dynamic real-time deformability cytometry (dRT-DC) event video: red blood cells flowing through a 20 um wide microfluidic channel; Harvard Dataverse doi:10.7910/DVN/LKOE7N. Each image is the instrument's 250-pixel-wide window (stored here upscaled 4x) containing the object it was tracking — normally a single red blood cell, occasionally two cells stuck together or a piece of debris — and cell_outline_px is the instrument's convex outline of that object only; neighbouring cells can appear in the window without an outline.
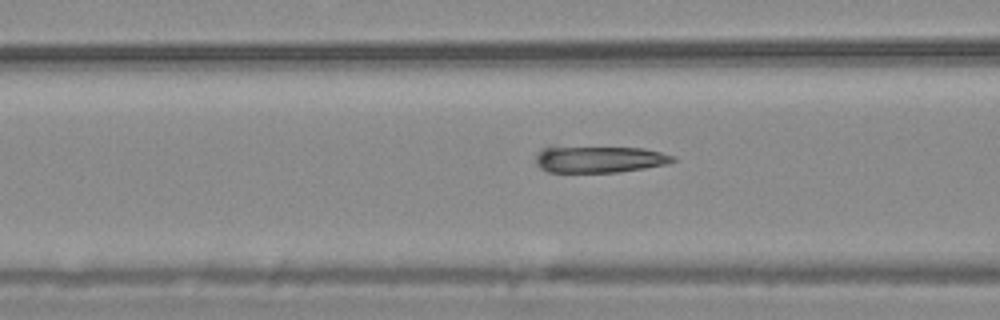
{"species": "common noctule bat (a hibernating species)", "species_latin": "Nyctalus noctula", "temperature_condition": "warm", "stored_images_in_passage": 27, "camera_frame_rate_fps": 3000, "um_per_image_px": 0.085, "animal": {"sex": "male", "body_mass_g": 20.4}, "frame": {"image": 1, "passage_image": 17, "time_ms": 5.333, "image_size_px": [1000, 320], "cell_outline_px": [[676, 160], [668, 164], [644, 168], [616, 172], [548, 172], [540, 168], [536, 164], [536, 152], [540, 148], [552, 144], [644, 148], [676, 156]], "centroid_in_image_um": [50.84, 13.48], "position_along_channel_um": 115.8, "area_um2": 22.48}}
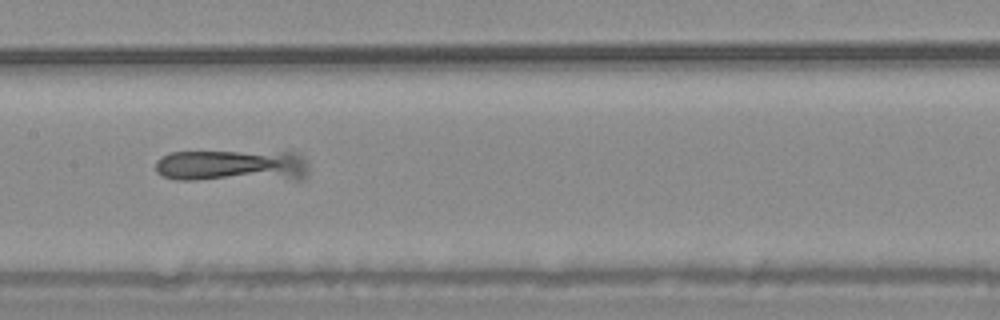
{"frame": {"image": 2, "passage_image": 23, "time_ms": 7.333, "image_size_px": [1000, 320], "cell_outline_px": [[308, 172], [300, 180], [176, 180], [164, 176], [156, 172], [156, 160], [172, 152], [296, 152], [304, 160], [308, 168]], "centroid_in_image_um": [19.75, 14.12], "position_along_channel_um": 187.7, "area_um2": 28.96}}
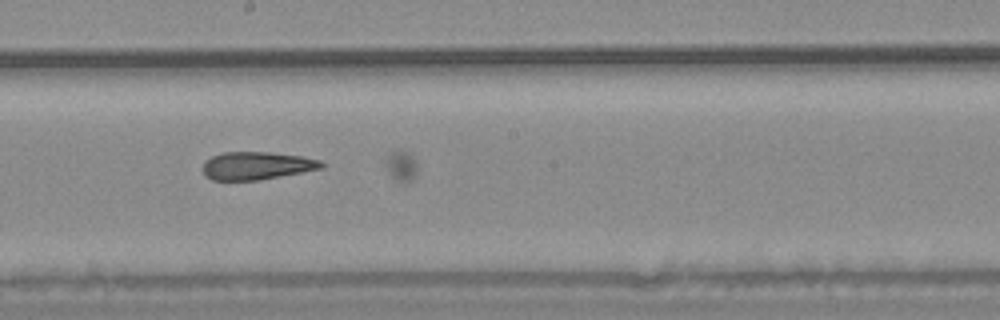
{"frame": {"image": 3, "passage_image": 26, "time_ms": 8.333, "image_size_px": [1000, 320], "cell_outline_px": [[324, 168], [260, 180], [212, 180], [204, 176], [204, 164], [212, 156], [224, 152], [268, 152], [304, 156], [320, 160], [324, 164]], "centroid_in_image_um": [21.86, 14.08], "position_along_channel_um": 226.3, "area_um2": 19.25}}